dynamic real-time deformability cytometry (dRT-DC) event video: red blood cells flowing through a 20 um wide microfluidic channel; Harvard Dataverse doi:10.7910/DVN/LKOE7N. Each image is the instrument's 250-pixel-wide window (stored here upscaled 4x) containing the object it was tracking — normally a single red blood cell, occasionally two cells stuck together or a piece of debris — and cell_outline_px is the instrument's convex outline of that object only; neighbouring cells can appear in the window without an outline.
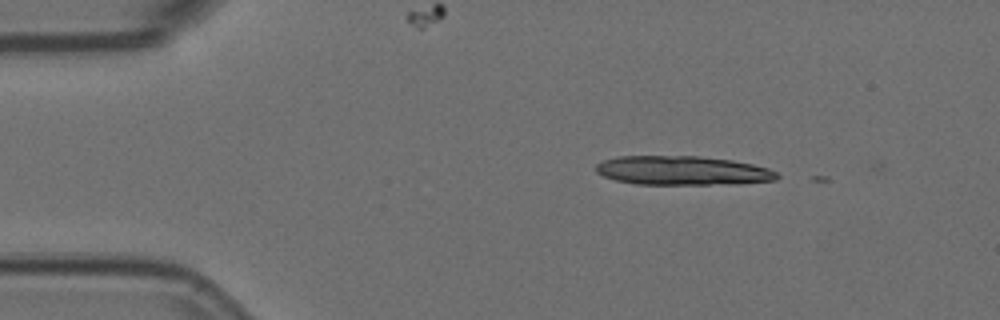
{"species": "Egyptian fruit bat (a non-hibernating species)", "species_latin": "Rousettus aegyptiacus", "temperature_condition": "room temperature", "stored_images_in_passage": 3, "camera_frame_rate_fps": 3000, "um_per_image_px": 0.085, "animal": {"sex": "female"}, "frame": {"image": 1, "passage_image": 1, "time_ms": 0.0, "image_size_px": [1000, 320], "cell_outline_px": [[780, 176], [776, 180], [740, 184], [636, 184], [616, 180], [604, 176], [596, 172], [596, 164], [604, 160], [616, 156], [700, 156], [732, 160], [752, 164], [768, 168], [776, 172]], "centroid_in_image_um": [58.03, 14.5], "position_along_channel_um": 27.0, "area_um2": 30.81}}